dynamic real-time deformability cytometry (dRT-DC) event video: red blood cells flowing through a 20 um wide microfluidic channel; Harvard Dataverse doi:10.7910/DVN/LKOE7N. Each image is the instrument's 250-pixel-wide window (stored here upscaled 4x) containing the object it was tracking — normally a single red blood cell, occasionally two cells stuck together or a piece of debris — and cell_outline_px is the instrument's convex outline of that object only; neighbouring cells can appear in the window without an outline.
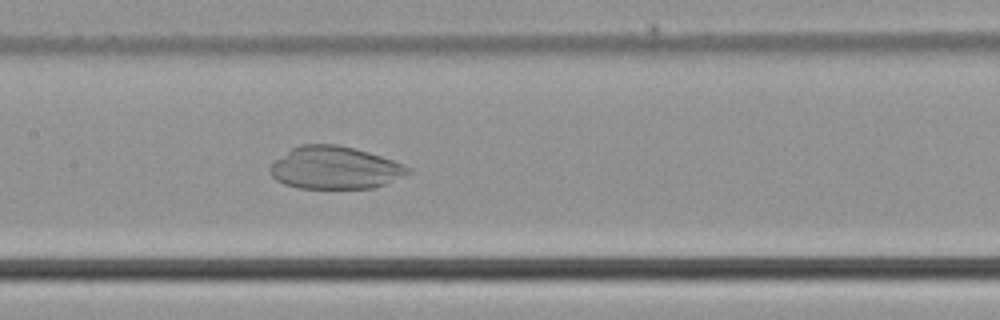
{"species": "common noctule bat (a hibernating species)", "species_latin": "Nyctalus noctula", "temperature_condition": "cold", "stored_images_in_passage": 45, "camera_frame_rate_fps": 3000, "um_per_image_px": 0.085, "animal": {"sex": "male", "body_mass_g": 21.5, "forearm_length_mm": 52.0}, "frame": {"image": 1, "passage_image": 20, "time_ms": 6.333, "image_size_px": [1000, 320], "cell_outline_px": [[412, 172], [384, 184], [372, 188], [296, 188], [284, 184], [276, 180], [272, 176], [268, 168], [276, 160], [292, 148], [300, 144], [340, 144], [368, 152], [404, 164], [412, 168]], "centroid_in_image_um": [28.46, 14.26], "position_along_channel_um": 178.9, "area_um2": 34.16}}